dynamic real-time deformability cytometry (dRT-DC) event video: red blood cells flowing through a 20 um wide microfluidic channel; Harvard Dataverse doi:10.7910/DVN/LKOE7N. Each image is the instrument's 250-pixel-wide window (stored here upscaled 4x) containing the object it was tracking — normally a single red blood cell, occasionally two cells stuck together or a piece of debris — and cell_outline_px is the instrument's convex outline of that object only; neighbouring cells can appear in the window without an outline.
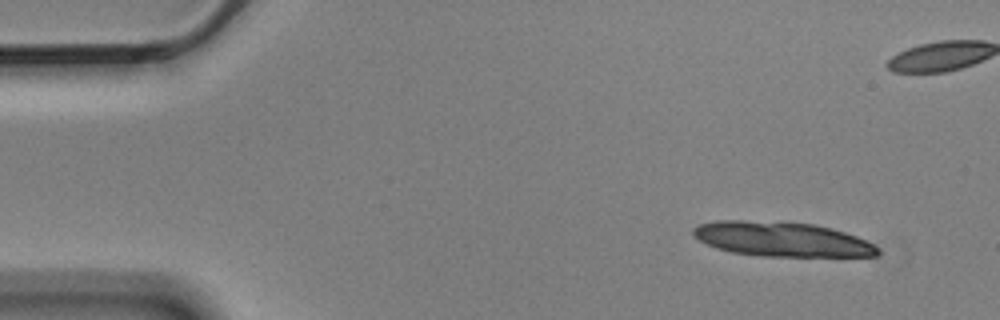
{"species": "Egyptian fruit bat (a non-hibernating species)", "species_latin": "Rousettus aegyptiacus", "temperature_condition": "cold", "stored_images_in_passage": 6, "camera_frame_rate_fps": 3000, "um_per_image_px": 0.085, "animal": {"sex": "male"}, "frame": {"image": 1, "passage_image": 2, "time_ms": 0.333, "image_size_px": [1000, 320], "cell_outline_px": [[880, 252], [876, 256], [760, 256], [732, 252], [716, 248], [700, 240], [692, 232], [692, 228], [700, 224], [716, 220], [744, 220], [812, 224], [844, 232], [856, 236], [880, 248]], "centroid_in_image_um": [66.44, 20.34], "position_along_channel_um": 18.6, "area_um2": 36.76}}